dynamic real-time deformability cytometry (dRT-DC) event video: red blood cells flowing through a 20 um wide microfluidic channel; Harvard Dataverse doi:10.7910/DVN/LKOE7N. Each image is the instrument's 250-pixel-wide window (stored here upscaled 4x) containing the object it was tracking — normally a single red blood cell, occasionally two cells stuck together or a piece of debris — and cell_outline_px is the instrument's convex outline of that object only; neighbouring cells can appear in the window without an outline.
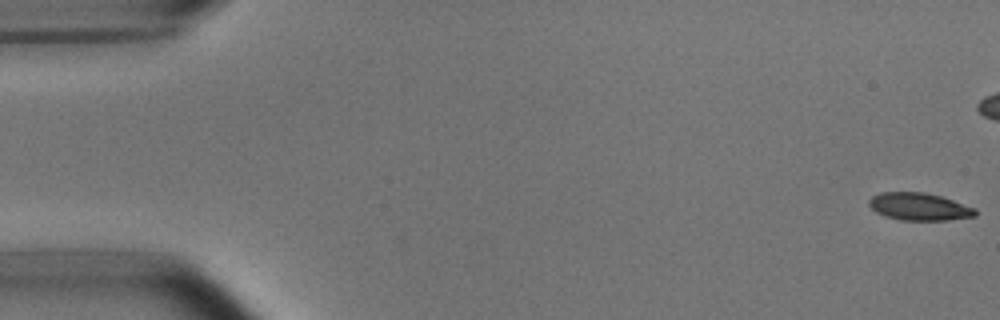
{"species": "common noctule bat (a hibernating species)", "species_latin": "Nyctalus noctula", "temperature_condition": "room temperature", "stored_images_in_passage": 45, "camera_frame_rate_fps": 3000, "um_per_image_px": 0.085, "animal": {"sex": "male", "body_mass_g": 15.6}, "frame": {"image": 1, "passage_image": 1, "time_ms": 0.0, "image_size_px": [1000, 320], "cell_outline_px": [[976, 216], [948, 220], [900, 220], [884, 216], [876, 212], [868, 204], [868, 200], [872, 196], [880, 192], [924, 192], [940, 196], [976, 208]], "centroid_in_image_um": [78.11, 17.56], "position_along_channel_um": 6.9, "area_um2": 17.05}}
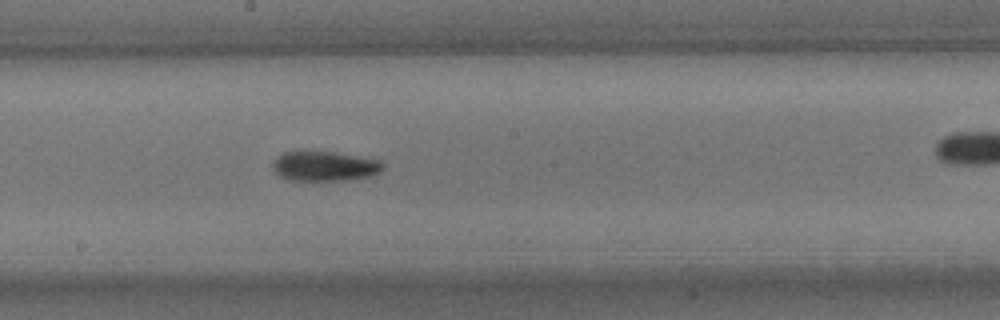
{"frame": {"image": 2, "passage_image": 29, "time_ms": 9.333, "image_size_px": [1000, 320], "cell_outline_px": [[384, 168], [380, 172], [372, 176], [344, 180], [292, 180], [280, 176], [272, 168], [272, 160], [284, 152], [336, 152], [380, 160], [384, 164]], "centroid_in_image_um": [27.61, 14.12], "position_along_channel_um": 220.6, "area_um2": 19.07}}
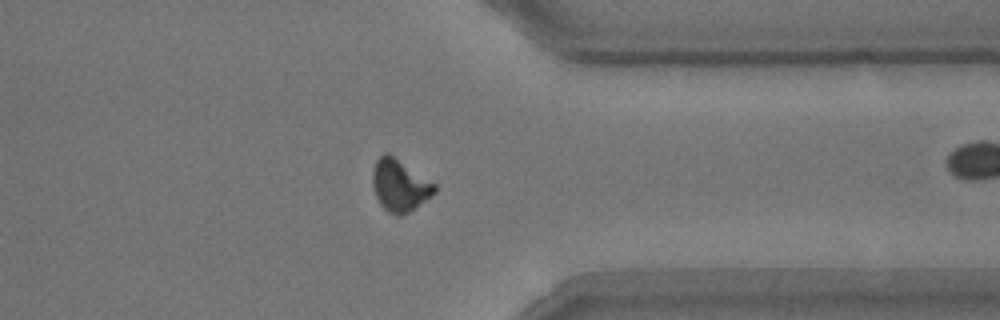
{"frame": {"image": 3, "passage_image": 42, "time_ms": 13.667, "image_size_px": [1000, 320], "cell_outline_px": [[436, 192], [432, 196], [408, 212], [400, 216], [396, 216], [388, 212], [380, 204], [376, 196], [372, 184], [372, 172], [376, 160], [384, 152], [388, 152], [436, 184]], "centroid_in_image_um": [33.96, 15.75], "position_along_channel_um": 377.4, "area_um2": 18.79}, "authors_computed_cell_mechanics": {"area_um2": 18.8428, "velocity_mm_per_s": 3.7628, "shape_relaxation_time_tau1_ms": 3.4932, "shape_relaxation_time_tau2_ms": 4.7523, "deformation_change_tau1": 0.1354, "deformation_change_tau2": 0.1052}}